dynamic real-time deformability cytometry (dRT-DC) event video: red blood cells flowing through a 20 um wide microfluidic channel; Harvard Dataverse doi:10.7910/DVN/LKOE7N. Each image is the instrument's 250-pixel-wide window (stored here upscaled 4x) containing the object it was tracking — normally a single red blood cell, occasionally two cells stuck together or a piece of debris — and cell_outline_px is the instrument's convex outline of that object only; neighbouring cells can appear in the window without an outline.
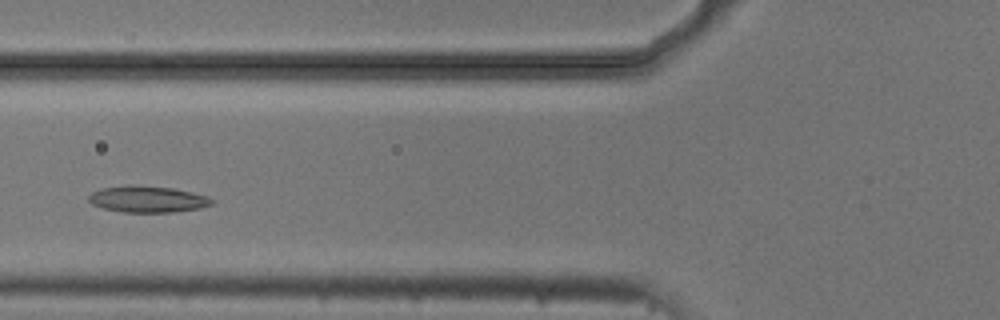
{"species": "common noctule bat (a hibernating species)", "species_latin": "Nyctalus noctula", "temperature_condition": "cold", "stored_images_in_passage": 3, "camera_frame_rate_fps": 3000, "um_per_image_px": 0.085, "animal": {"sex": "male", "body_mass_g": 20.5, "forearm_length_mm": 52.5}, "frame": {"image": 1, "passage_image": 3, "time_ms": 0.667, "image_size_px": [1000, 320], "cell_outline_px": [[212, 204], [200, 208], [172, 212], [124, 212], [104, 208], [92, 204], [88, 200], [88, 196], [92, 192], [104, 188], [128, 184], [132, 184], [172, 188], [208, 196], [212, 200]], "centroid_in_image_um": [12.52, 16.92], "position_along_channel_um": 113.3, "area_um2": 18.84}}